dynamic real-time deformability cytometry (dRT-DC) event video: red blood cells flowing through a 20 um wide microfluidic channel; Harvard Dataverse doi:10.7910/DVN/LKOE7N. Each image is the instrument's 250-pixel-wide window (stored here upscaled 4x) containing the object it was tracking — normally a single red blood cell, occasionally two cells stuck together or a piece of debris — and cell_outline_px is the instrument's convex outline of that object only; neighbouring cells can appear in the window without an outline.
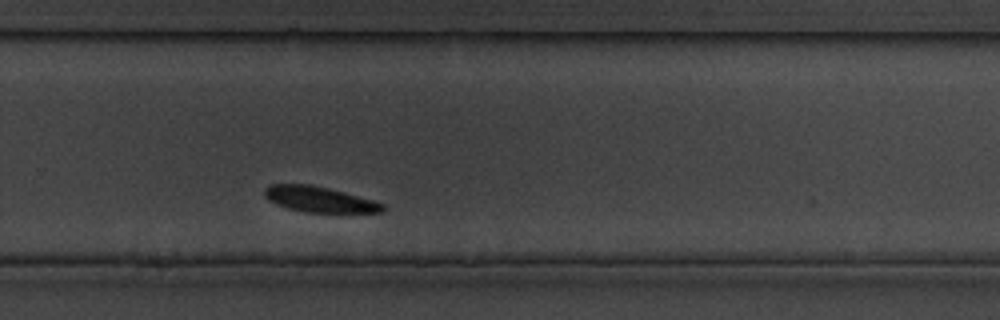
{"species": "common noctule bat (a hibernating species)", "species_latin": "Nyctalus noctula", "temperature_condition": "cold", "stored_images_in_passage": 24, "camera_frame_rate_fps": 3000, "um_per_image_px": 0.085, "animal": {"sex": "male", "body_mass_g": 19.5, "forearm_length_mm": 54.6}, "frame": {"image": 1, "passage_image": 17, "time_ms": 18.333, "image_size_px": [1000, 320], "cell_outline_px": [[384, 212], [304, 212], [288, 208], [276, 204], [268, 200], [264, 196], [264, 188], [268, 184], [308, 184], [328, 188], [344, 192], [372, 200], [384, 204]], "centroid_in_image_um": [27.09, 16.94], "position_along_channel_um": 302.7, "area_um2": 17.51}}